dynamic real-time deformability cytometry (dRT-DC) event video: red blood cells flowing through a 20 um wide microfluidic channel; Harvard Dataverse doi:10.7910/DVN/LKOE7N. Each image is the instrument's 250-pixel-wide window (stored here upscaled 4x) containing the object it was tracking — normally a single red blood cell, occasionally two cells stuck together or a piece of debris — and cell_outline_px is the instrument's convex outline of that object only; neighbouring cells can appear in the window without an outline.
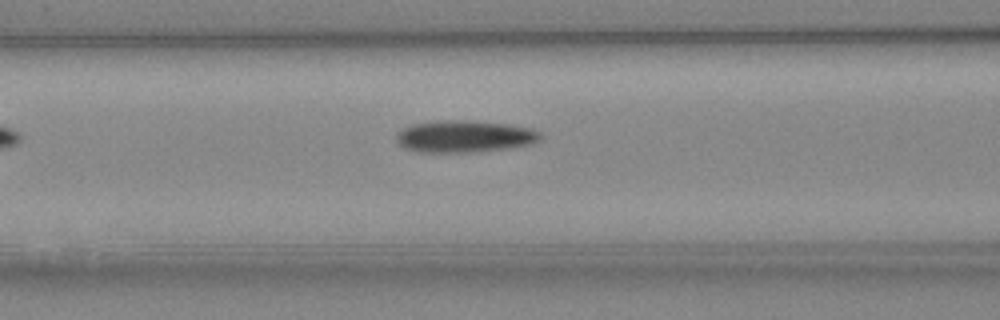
{"species": "Egyptian fruit bat (a non-hibernating species)", "species_latin": "Rousettus aegyptiacus", "temperature_condition": "cold", "stored_images_in_passage": 32, "camera_frame_rate_fps": 3000, "um_per_image_px": 0.085, "animal": {"sex": "female"}, "frame": {"image": 1, "passage_image": 7, "time_ms": 2.0, "image_size_px": [1000, 320], "cell_outline_px": [[544, 136], [540, 140], [532, 144], [512, 148], [472, 152], [420, 152], [404, 148], [396, 140], [396, 136], [404, 128], [412, 124], [440, 120], [468, 120], [508, 124], [528, 128], [540, 132]], "centroid_in_image_um": [39.52, 11.6], "position_along_channel_um": 127.1, "area_um2": 26.93}}
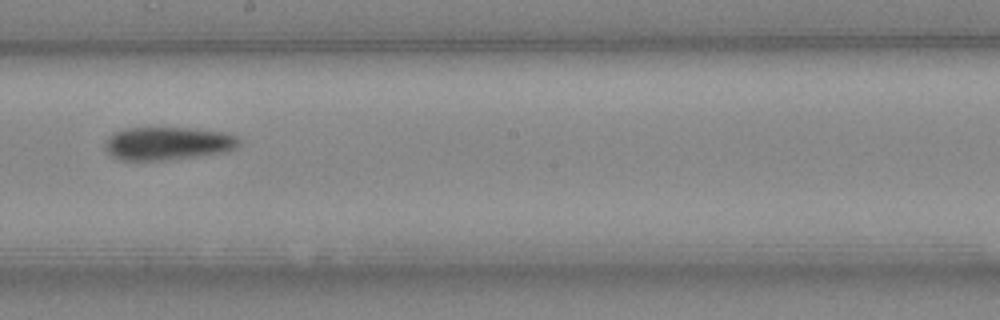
{"frame": {"image": 2, "passage_image": 15, "time_ms": 4.667, "image_size_px": [1000, 320], "cell_outline_px": [[240, 144], [236, 148], [228, 152], [164, 160], [120, 160], [112, 156], [104, 148], [104, 144], [108, 136], [124, 128], [188, 128], [228, 132], [236, 136], [240, 140]], "centroid_in_image_um": [14.28, 12.19], "position_along_channel_um": 233.9, "area_um2": 26.01}}
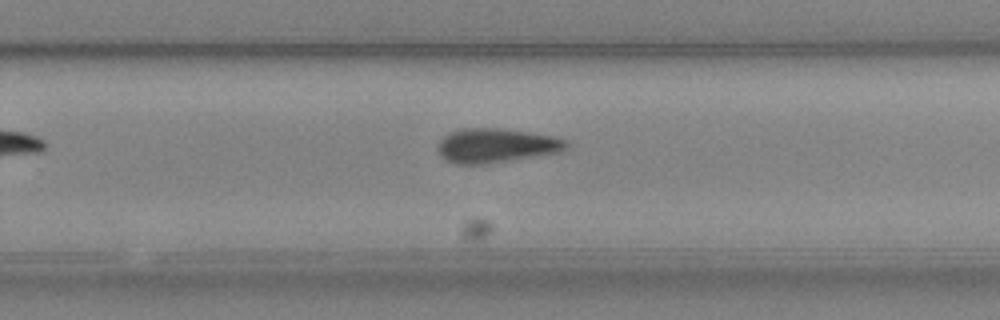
{"frame": {"image": 3, "passage_image": 19, "time_ms": 6.0, "image_size_px": [1000, 320], "cell_outline_px": [[568, 148], [560, 152], [508, 160], [480, 164], [456, 164], [448, 160], [440, 152], [440, 140], [448, 132], [464, 128], [496, 128], [552, 136], [564, 140], [568, 144]], "centroid_in_image_um": [42.17, 12.36], "position_along_channel_um": 287.6, "area_um2": 24.91}, "authors_computed_cell_mechanics": {"area_um2": 25.3742, "velocity_mm_per_s": 4.0345, "shape_relaxation_time_tau1_ms": 5.4265, "shape_relaxation_time_tau2_ms": null, "deformation_change_tau1": 0.1352, "deformation_change_tau2": null}}